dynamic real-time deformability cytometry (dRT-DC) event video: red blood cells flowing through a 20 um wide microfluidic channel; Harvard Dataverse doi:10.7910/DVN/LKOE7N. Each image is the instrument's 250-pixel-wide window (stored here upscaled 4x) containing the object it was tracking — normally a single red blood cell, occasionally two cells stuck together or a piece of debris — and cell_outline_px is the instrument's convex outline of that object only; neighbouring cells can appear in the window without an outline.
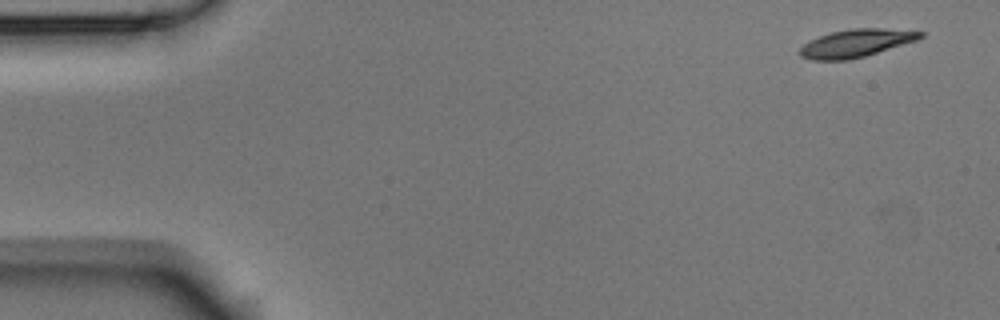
{"species": "Egyptian fruit bat (a non-hibernating species)", "species_latin": "Rousettus aegyptiacus", "temperature_condition": "room temperature", "stored_images_in_passage": 8, "camera_frame_rate_fps": 3000, "um_per_image_px": 0.085, "animal": {"sex": "male"}, "frame": {"image": 1, "passage_image": 1, "time_ms": 0.0, "image_size_px": [1000, 320], "cell_outline_px": [[924, 36], [916, 40], [864, 56], [848, 60], [812, 60], [800, 56], [800, 48], [804, 44], [820, 36], [832, 32], [852, 28], [880, 28], [924, 32]], "centroid_in_image_um": [72.75, 3.67], "position_along_channel_um": 12.3, "area_um2": 19.13}}
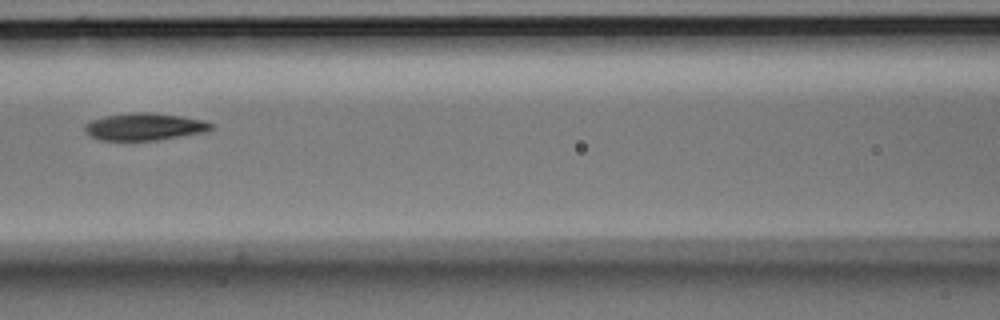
{"frame": {"image": 2, "passage_image": 7, "time_ms": 2.0, "image_size_px": [1000, 320], "cell_outline_px": [[212, 128], [208, 132], [156, 140], [100, 140], [84, 132], [84, 124], [92, 120], [104, 116], [136, 112], [152, 112], [180, 116], [204, 120], [212, 124]], "centroid_in_image_um": [12.29, 10.77], "position_along_channel_um": 154.3, "area_um2": 20.06}}
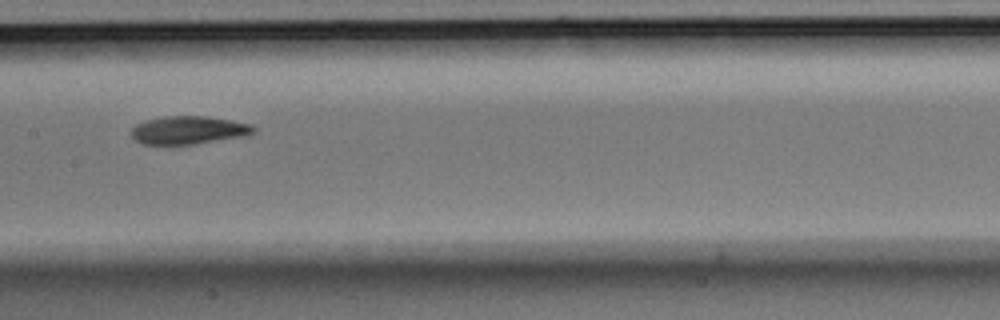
{"frame": {"image": 3, "passage_image": 8, "time_ms": 2.333, "image_size_px": [1000, 320], "cell_outline_px": [[256, 132], [244, 136], [196, 144], [144, 144], [136, 140], [132, 136], [132, 128], [136, 124], [148, 120], [164, 116], [204, 116], [232, 120], [252, 124], [256, 128]], "centroid_in_image_um": [16.08, 11.06], "position_along_channel_um": 191.3, "area_um2": 19.94}}